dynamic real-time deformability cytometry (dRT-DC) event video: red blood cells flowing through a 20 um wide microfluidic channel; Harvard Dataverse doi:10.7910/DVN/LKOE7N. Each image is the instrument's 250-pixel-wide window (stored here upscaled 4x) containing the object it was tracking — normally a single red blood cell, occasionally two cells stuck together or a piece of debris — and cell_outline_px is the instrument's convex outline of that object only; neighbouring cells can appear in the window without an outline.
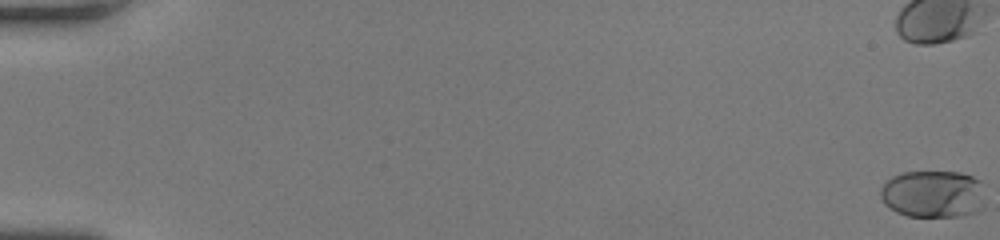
{"species": "human", "species_latin": "Homo sapiens", "temperature_condition": "room temperature", "stored_images_in_passage": 52, "camera_frame_rate_fps": 3000, "um_per_image_px": 0.085, "donor": {"sex": "female"}, "frame": {"image": 1, "passage_image": 1, "time_ms": 0.0, "image_size_px": [1000, 240], "cell_outline_px": [[984, 208], [980, 212], [960, 216], [908, 216], [896, 212], [884, 204], [880, 196], [880, 188], [892, 176], [904, 172], [960, 172], [972, 176], [980, 180], [984, 204]], "centroid_in_image_um": [79.32, 16.5], "position_along_channel_um": 5.7, "area_um2": 29.13}}
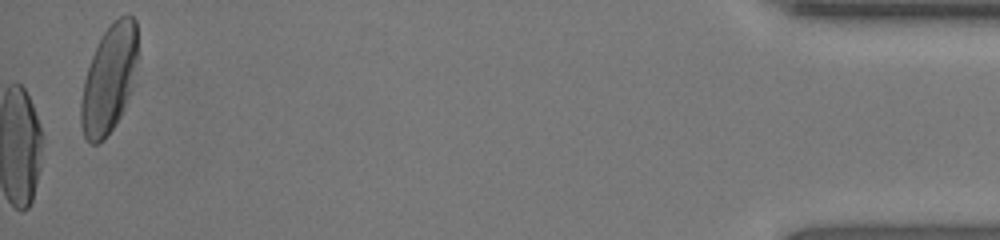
{"frame": {"image": 2, "passage_image": 52, "time_ms": 17.0, "image_size_px": [1000, 240], "cell_outline_px": [[136, 60], [124, 108], [120, 116], [104, 140], [96, 144], [92, 144], [84, 136], [80, 124], [80, 100], [84, 80], [92, 56], [104, 32], [120, 16], [132, 16], [136, 20]], "centroid_in_image_um": [9.21, 6.77], "position_along_channel_um": 426.0, "area_um2": 34.51}, "authors_computed_cell_mechanics": {"area_um2": 30.8363, "velocity_mm_per_s": 4.3165, "shape_relaxation_time_tau1_ms": 3.7638, "shape_relaxation_time_tau2_ms": null, "deformation_change_tau1": 0.2103, "deformation_change_tau2": null}}